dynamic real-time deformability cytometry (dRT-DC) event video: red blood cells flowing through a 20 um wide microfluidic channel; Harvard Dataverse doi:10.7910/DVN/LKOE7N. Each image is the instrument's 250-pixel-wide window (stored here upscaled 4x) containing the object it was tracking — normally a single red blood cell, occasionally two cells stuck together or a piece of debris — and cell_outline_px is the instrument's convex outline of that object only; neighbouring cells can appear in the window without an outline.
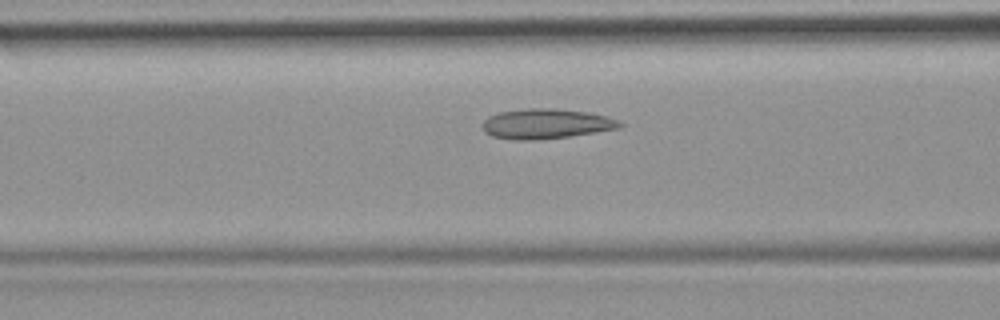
{"species": "common noctule bat (a hibernating species)", "species_latin": "Nyctalus noctula", "temperature_condition": "room temperature", "stored_images_in_passage": 36, "camera_frame_rate_fps": 3000, "um_per_image_px": 0.085, "animal": {"sex": "female", "body_mass_g": 19.9}, "frame": {"image": 1, "passage_image": 6, "time_ms": 1.667, "image_size_px": [1000, 320], "cell_outline_px": [[624, 124], [620, 128], [568, 136], [532, 140], [512, 140], [492, 136], [484, 132], [484, 120], [488, 116], [500, 112], [528, 108], [552, 108], [588, 112], [620, 120]], "centroid_in_image_um": [46.41, 10.52], "position_along_channel_um": 120.2, "area_um2": 23.81}}
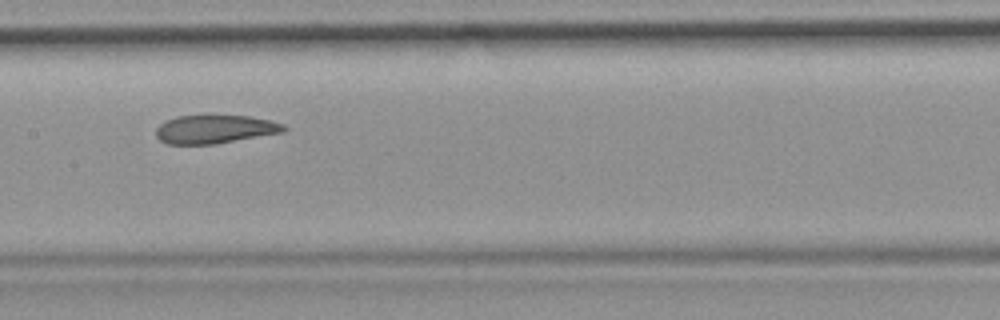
{"frame": {"image": 2, "passage_image": 11, "time_ms": 3.333, "image_size_px": [1000, 320], "cell_outline_px": [[288, 128], [284, 132], [216, 144], [168, 144], [160, 140], [156, 136], [156, 128], [164, 120], [176, 116], [248, 116], [268, 120], [284, 124]], "centroid_in_image_um": [18.25, 10.99], "position_along_channel_um": 189.1, "area_um2": 21.15}}